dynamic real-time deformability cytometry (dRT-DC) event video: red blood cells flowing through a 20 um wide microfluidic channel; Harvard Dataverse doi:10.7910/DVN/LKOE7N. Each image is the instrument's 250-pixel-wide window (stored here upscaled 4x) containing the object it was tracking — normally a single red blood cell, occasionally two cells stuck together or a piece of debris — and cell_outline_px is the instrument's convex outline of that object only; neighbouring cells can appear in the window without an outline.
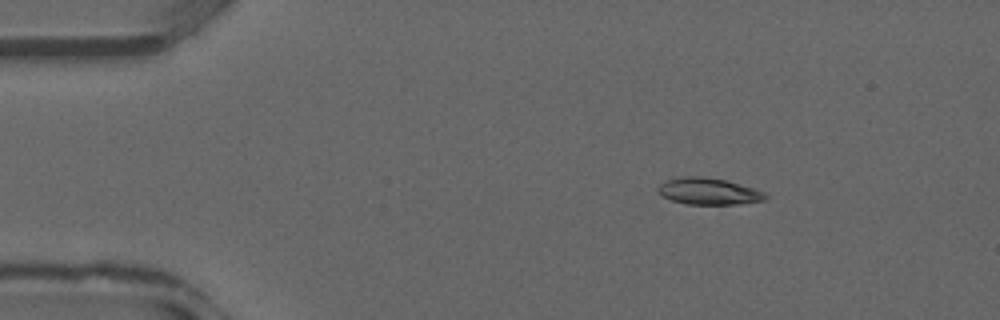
{"species": "common noctule bat (a hibernating species)", "species_latin": "Nyctalus noctula", "temperature_condition": "warm", "stored_images_in_passage": 36, "camera_frame_rate_fps": 3000, "um_per_image_px": 0.085, "animal": {"sex": "male", "forearm_length_mm": 52.5}, "frame": {"image": 1, "passage_image": 5, "time_ms": 1.333, "image_size_px": [1000, 320], "cell_outline_px": [[756, 200], [728, 204], [696, 204], [676, 200], [668, 196], [668, 192], [676, 180], [720, 180], [748, 188], [756, 192]], "centroid_in_image_um": [60.37, 16.35], "position_along_channel_um": 24.6, "area_um2": 12.48}}
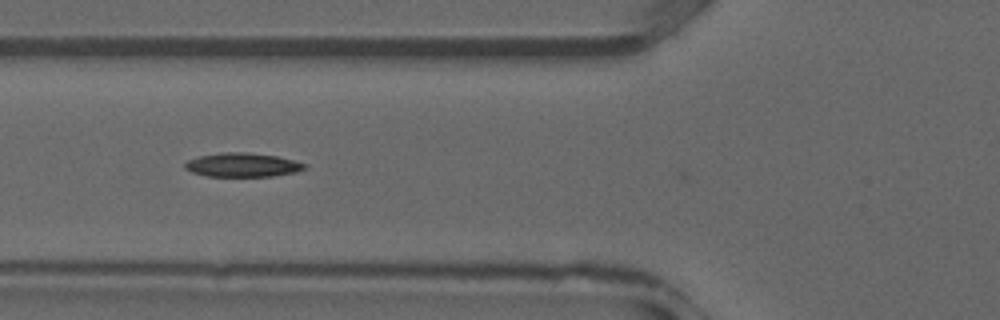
{"frame": {"image": 2, "passage_image": 13, "time_ms": 4.0, "image_size_px": [1000, 320], "cell_outline_px": [[300, 168], [288, 172], [260, 176], [212, 176], [196, 172], [188, 168], [188, 164], [204, 156], [272, 156], [288, 160], [300, 164]], "centroid_in_image_um": [20.59, 14.09], "position_along_channel_um": 105.2, "area_um2": 13.47}}
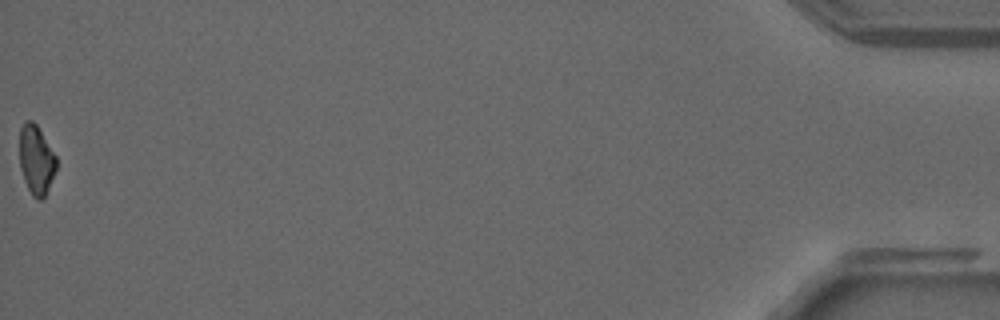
{"frame": {"image": 3, "passage_image": 36, "time_ms": 11.667, "image_size_px": [1000, 320], "cell_outline_px": [[56, 168], [44, 196], [36, 196], [32, 192], [24, 176], [20, 164], [20, 132], [24, 124], [36, 124], [56, 156]], "centroid_in_image_um": [3.1, 13.54], "position_along_channel_um": 432.1, "area_um2": 13.58}}